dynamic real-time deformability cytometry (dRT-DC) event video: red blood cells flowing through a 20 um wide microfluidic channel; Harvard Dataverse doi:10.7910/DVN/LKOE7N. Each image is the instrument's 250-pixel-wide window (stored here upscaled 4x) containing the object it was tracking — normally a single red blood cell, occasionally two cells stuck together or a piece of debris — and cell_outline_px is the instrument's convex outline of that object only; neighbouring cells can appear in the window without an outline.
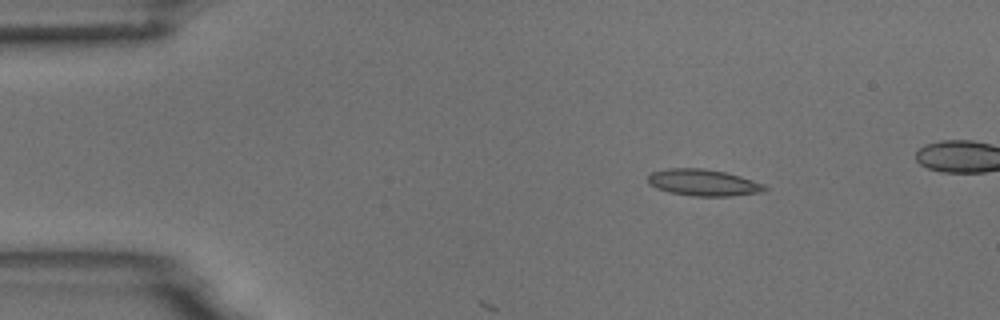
{"species": "common noctule bat (a hibernating species)", "species_latin": "Nyctalus noctula", "temperature_condition": "room temperature", "stored_images_in_passage": 5, "camera_frame_rate_fps": 3000, "um_per_image_px": 0.085, "animal": {"sex": "male", "body_mass_g": 18.8}, "frame": {"image": 1, "passage_image": 3, "time_ms": 0.667, "image_size_px": [1000, 320], "cell_outline_px": [[768, 188], [764, 192], [732, 196], [692, 196], [668, 192], [656, 188], [648, 184], [648, 176], [652, 172], [668, 168], [704, 168], [724, 172], [740, 176], [764, 184]], "centroid_in_image_um": [59.78, 15.53], "position_along_channel_um": 25.2, "area_um2": 18.21}}